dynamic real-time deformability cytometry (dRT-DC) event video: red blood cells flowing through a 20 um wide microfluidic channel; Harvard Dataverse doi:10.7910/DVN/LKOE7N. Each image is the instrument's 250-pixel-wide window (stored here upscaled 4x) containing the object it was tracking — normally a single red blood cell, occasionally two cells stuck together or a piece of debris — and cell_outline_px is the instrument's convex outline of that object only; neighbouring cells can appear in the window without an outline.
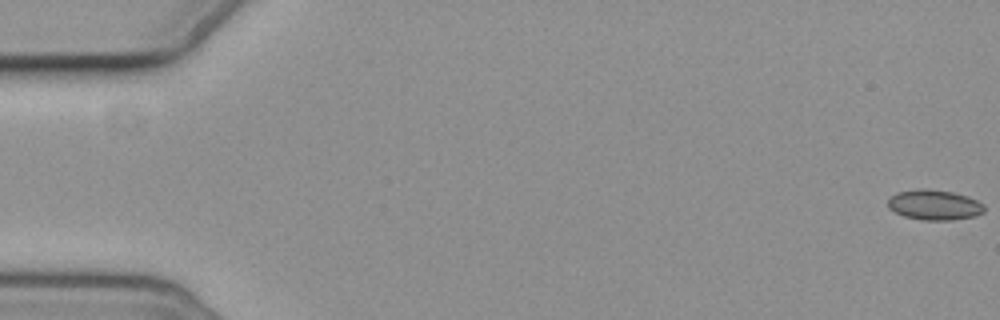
{"species": "common noctule bat (a hibernating species)", "species_latin": "Nyctalus noctula", "temperature_condition": "cold", "stored_images_in_passage": 7, "camera_frame_rate_fps": 3000, "um_per_image_px": 0.085, "animal": {"sex": "female", "body_mass_g": 19.3, "forearm_length_mm": 54.1}, "frame": {"image": 1, "passage_image": 1, "time_ms": 0.0, "image_size_px": [1000, 320], "cell_outline_px": [[984, 212], [976, 216], [952, 220], [924, 220], [904, 216], [888, 208], [888, 200], [896, 192], [924, 188], [952, 192], [968, 196], [984, 204]], "centroid_in_image_um": [79.44, 17.42], "position_along_channel_um": 5.6, "area_um2": 16.94}}